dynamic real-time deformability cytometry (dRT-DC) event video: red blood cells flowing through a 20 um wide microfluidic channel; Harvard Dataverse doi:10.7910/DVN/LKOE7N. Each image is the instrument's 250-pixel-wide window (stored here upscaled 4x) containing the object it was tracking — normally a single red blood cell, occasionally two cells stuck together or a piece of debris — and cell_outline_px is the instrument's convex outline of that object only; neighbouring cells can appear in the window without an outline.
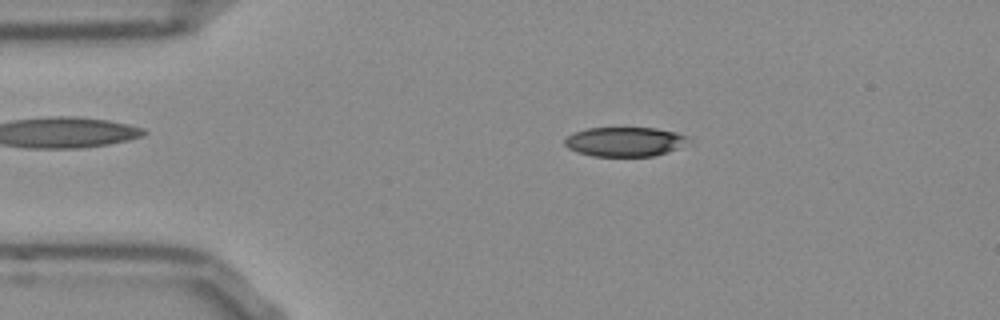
{"species": "Egyptian fruit bat (a non-hibernating species)", "species_latin": "Rousettus aegyptiacus", "temperature_condition": "room temperature", "stored_images_in_passage": 52, "camera_frame_rate_fps": 3000, "um_per_image_px": 0.085, "frame": {"image": 1, "passage_image": 9, "time_ms": 2.667, "image_size_px": [1000, 320], "cell_outline_px": [[688, 136], [676, 148], [668, 152], [652, 156], [592, 156], [576, 152], [568, 148], [564, 144], [564, 140], [568, 136], [576, 132], [588, 128], [656, 128], [676, 132]], "centroid_in_image_um": [53.03, 12.05], "position_along_channel_um": 32.0, "area_um2": 20.81}}
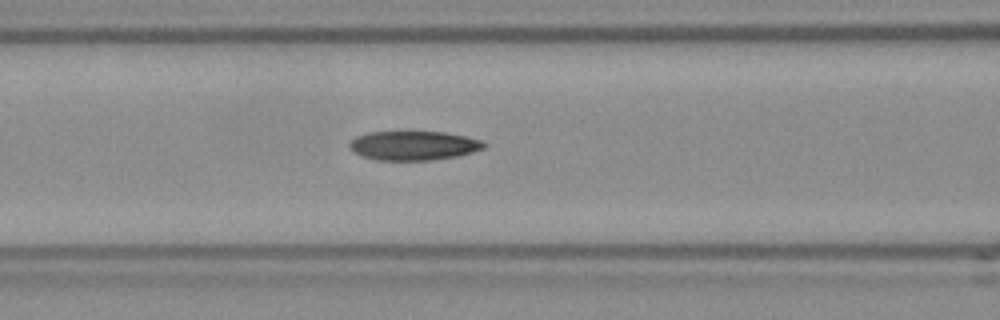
{"frame": {"image": 2, "passage_image": 20, "time_ms": 6.333, "image_size_px": [1000, 320], "cell_outline_px": [[488, 144], [484, 148], [472, 152], [456, 156], [432, 160], [376, 160], [364, 156], [348, 148], [348, 144], [356, 136], [368, 132], [444, 132], [464, 136], [480, 140]], "centroid_in_image_um": [35.15, 12.37], "position_along_channel_um": 131.5, "area_um2": 22.72}}
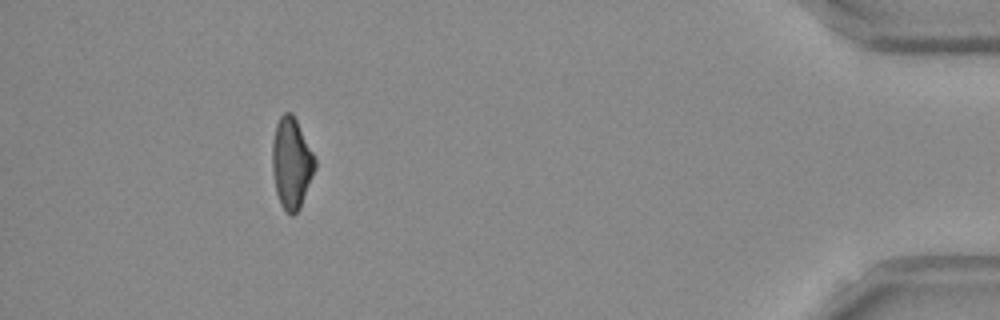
{"frame": {"image": 3, "passage_image": 47, "time_ms": 15.333, "image_size_px": [1000, 320], "cell_outline_px": [[316, 168], [300, 208], [292, 216], [280, 204], [276, 192], [272, 172], [272, 140], [276, 124], [280, 116], [284, 112], [292, 112], [316, 160]], "centroid_in_image_um": [24.76, 13.86], "position_along_channel_um": 410.4, "area_um2": 22.54}, "authors_computed_cell_mechanics": {"area_um2": 22.8599, "velocity_mm_per_s": 3.8085, "shape_relaxation_time_tau1_ms": 9.9082, "shape_relaxation_time_tau2_ms": 3.0821, "deformation_change_tau1": 0.2301, "deformation_change_tau2": 0.1116}}